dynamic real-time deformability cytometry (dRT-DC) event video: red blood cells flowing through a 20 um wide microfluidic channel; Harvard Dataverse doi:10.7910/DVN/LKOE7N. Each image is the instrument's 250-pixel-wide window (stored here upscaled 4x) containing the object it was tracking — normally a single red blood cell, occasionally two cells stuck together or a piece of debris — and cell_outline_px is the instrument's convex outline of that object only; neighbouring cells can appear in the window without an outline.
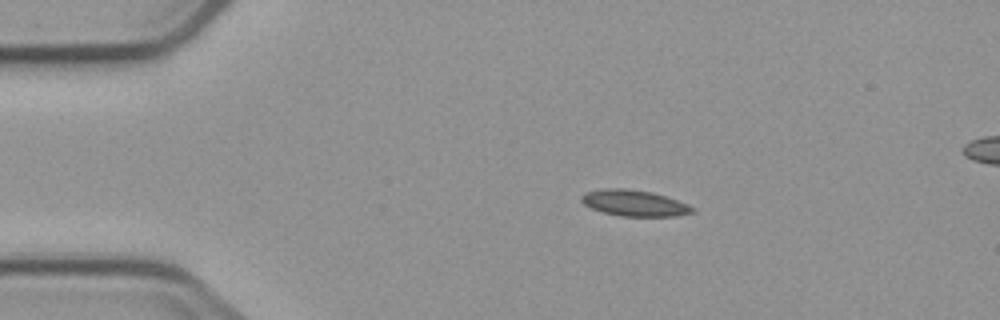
{"species": "common noctule bat (a hibernating species)", "species_latin": "Nyctalus noctula", "temperature_condition": "cold", "stored_images_in_passage": 8, "camera_frame_rate_fps": 3000, "um_per_image_px": 0.085, "animal": {"sex": "male", "body_mass_g": 23.1, "forearm_length_mm": 52.7}, "frame": {"image": 1, "passage_image": 3, "time_ms": 2.0, "image_size_px": [1000, 320], "cell_outline_px": [[696, 212], [676, 216], [620, 216], [604, 212], [592, 208], [584, 204], [580, 200], [580, 196], [588, 192], [604, 188], [624, 188], [652, 192], [688, 204], [696, 208]], "centroid_in_image_um": [53.94, 17.26], "position_along_channel_um": 31.1, "area_um2": 16.82}}
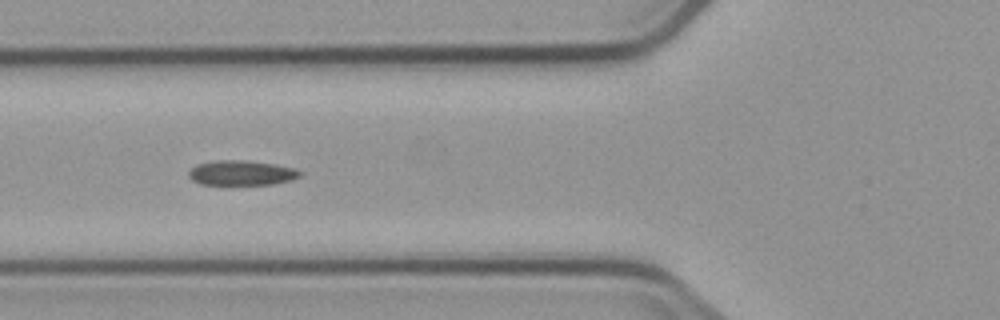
{"frame": {"image": 2, "passage_image": 6, "time_ms": 5.333, "image_size_px": [1000, 320], "cell_outline_px": [[304, 172], [300, 176], [292, 180], [272, 184], [200, 184], [192, 180], [188, 176], [188, 172], [196, 164], [220, 160], [240, 160], [272, 164], [296, 168]], "centroid_in_image_um": [20.54, 14.7], "position_along_channel_um": 105.3, "area_um2": 16.01}}
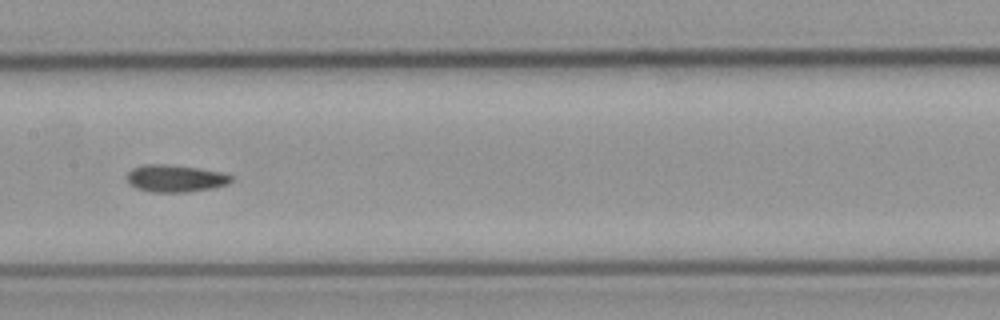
{"frame": {"image": 3, "passage_image": 8, "time_ms": 7.667, "image_size_px": [1000, 320], "cell_outline_px": [[232, 180], [228, 184], [212, 188], [188, 192], [148, 192], [136, 188], [128, 184], [128, 172], [132, 168], [144, 164], [164, 164], [196, 168], [220, 172], [232, 176]], "centroid_in_image_um": [14.86, 15.17], "position_along_channel_um": 192.5, "area_um2": 16.47}}